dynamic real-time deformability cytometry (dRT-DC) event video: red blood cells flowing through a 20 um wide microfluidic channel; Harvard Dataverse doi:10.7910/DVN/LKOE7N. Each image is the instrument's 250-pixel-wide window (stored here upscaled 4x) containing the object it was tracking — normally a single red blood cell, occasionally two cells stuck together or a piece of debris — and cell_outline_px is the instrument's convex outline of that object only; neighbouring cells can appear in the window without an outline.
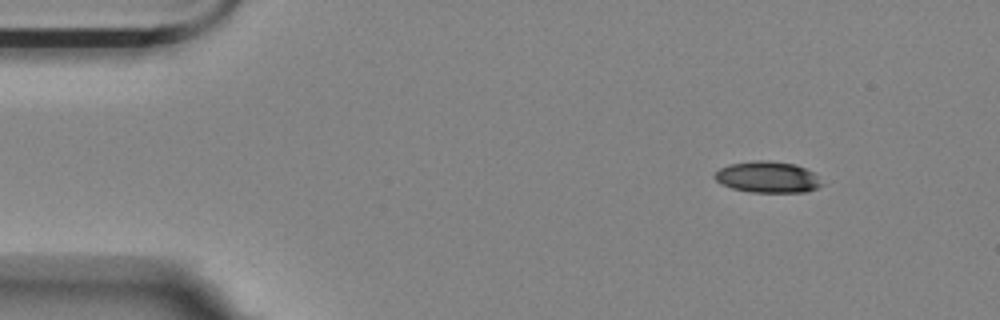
{"species": "Egyptian fruit bat (a non-hibernating species)", "species_latin": "Rousettus aegyptiacus", "temperature_condition": "room temperature", "stored_images_in_passage": 51, "camera_frame_rate_fps": 3000, "um_per_image_px": 0.085, "animal": {"sex": "female"}, "frame": {"image": 1, "passage_image": 1, "time_ms": 0.0, "image_size_px": [1000, 320], "cell_outline_px": [[824, 184], [816, 188], [804, 192], [752, 192], [732, 188], [720, 184], [712, 176], [720, 168], [728, 164], [756, 160], [768, 160], [796, 164], [812, 172]], "centroid_in_image_um": [65.21, 15.05], "position_along_channel_um": 19.8, "area_um2": 19.54}}
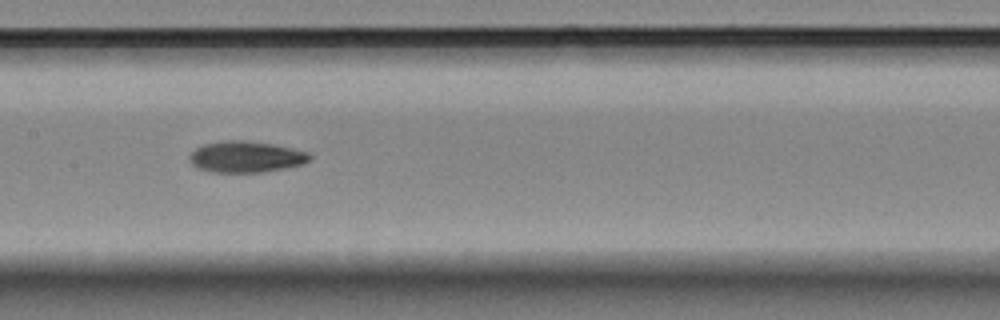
{"frame": {"image": 2, "passage_image": 22, "time_ms": 7.0, "image_size_px": [1000, 320], "cell_outline_px": [[312, 156], [304, 164], [264, 172], [212, 172], [196, 168], [188, 160], [188, 156], [196, 148], [204, 144], [224, 140], [244, 140], [272, 144], [292, 148], [308, 152]], "centroid_in_image_um": [20.88, 13.33], "position_along_channel_um": 186.5, "area_um2": 21.96}}
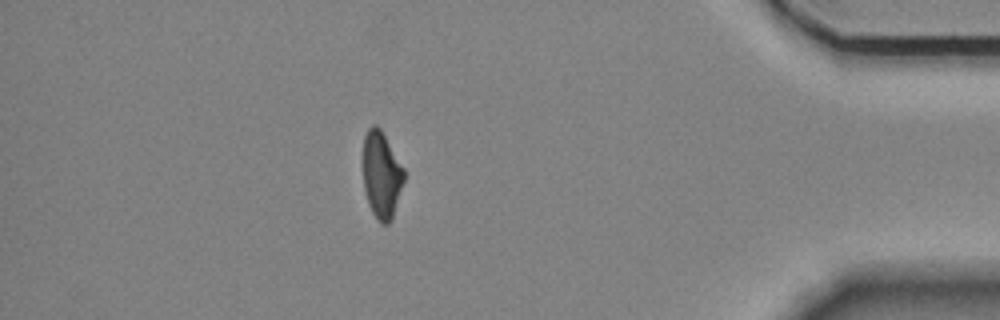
{"frame": {"image": 3, "passage_image": 44, "time_ms": 14.333, "image_size_px": [1000, 320], "cell_outline_px": [[404, 180], [392, 220], [388, 224], [380, 224], [372, 212], [368, 204], [364, 188], [364, 136], [368, 128], [372, 124], [376, 124], [380, 128], [404, 168]], "centroid_in_image_um": [32.43, 14.88], "position_along_channel_um": 402.8, "area_um2": 20.63}, "authors_computed_cell_mechanics": {"area_um2": 21.675, "velocity_mm_per_s": 3.5308, "shape_relaxation_time_tau1_ms": 8.1482, "shape_relaxation_time_tau2_ms": 7.6695, "deformation_change_tau1": 0.1919, "deformation_change_tau2": 0.1431}}